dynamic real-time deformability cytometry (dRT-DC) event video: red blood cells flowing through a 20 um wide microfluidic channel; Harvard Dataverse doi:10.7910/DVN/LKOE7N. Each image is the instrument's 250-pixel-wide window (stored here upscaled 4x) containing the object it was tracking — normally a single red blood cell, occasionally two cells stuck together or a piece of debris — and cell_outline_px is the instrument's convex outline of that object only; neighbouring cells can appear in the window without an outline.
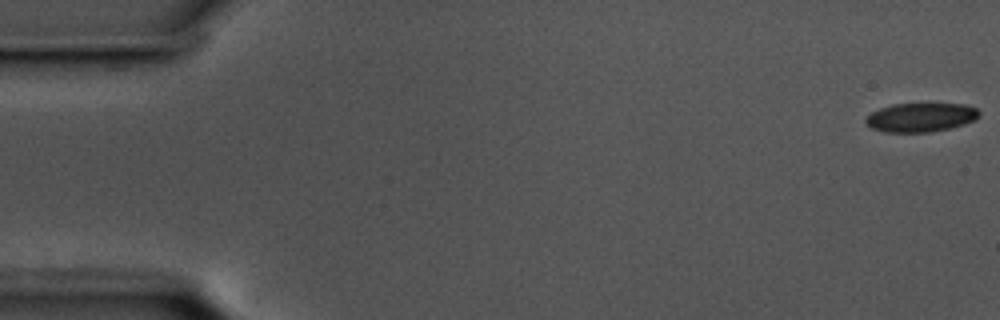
{"species": "common noctule bat (a hibernating species)", "species_latin": "Nyctalus noctula", "temperature_condition": "cold", "stored_images_in_passage": 56, "camera_frame_rate_fps": 3000, "um_per_image_px": 0.085, "animal": {"sex": "male", "body_mass_g": 17.5, "forearm_length_mm": 52.3}, "frame": {"image": 1, "passage_image": 1, "time_ms": 0.0, "image_size_px": [1000, 320], "cell_outline_px": [[980, 116], [976, 120], [964, 124], [948, 128], [928, 132], [884, 132], [872, 128], [864, 120], [872, 112], [880, 108], [892, 104], [964, 104], [976, 108], [980, 112]], "centroid_in_image_um": [78.28, 9.97], "position_along_channel_um": 6.7, "area_um2": 19.02}}
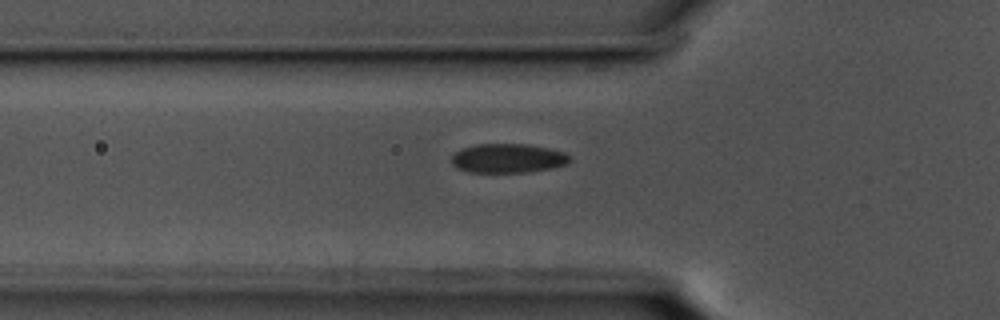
{"frame": {"image": 2, "passage_image": 19, "time_ms": 6.0, "image_size_px": [1000, 320], "cell_outline_px": [[572, 160], [568, 164], [552, 168], [528, 172], [468, 172], [456, 168], [452, 164], [452, 156], [460, 148], [476, 144], [528, 144], [548, 148], [564, 152]], "centroid_in_image_um": [43.17, 13.45], "position_along_channel_um": 82.6, "area_um2": 20.23}}
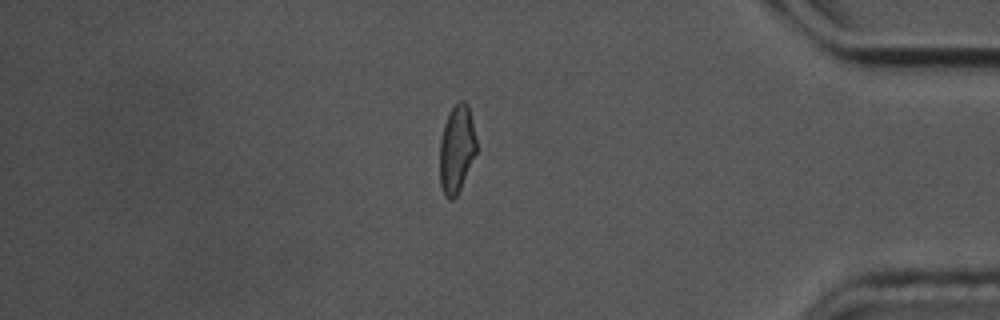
{"frame": {"image": 3, "passage_image": 48, "time_ms": 15.667, "image_size_px": [1000, 320], "cell_outline_px": [[476, 152], [460, 188], [456, 196], [452, 200], [448, 200], [444, 196], [440, 184], [440, 140], [444, 124], [452, 108], [460, 100], [464, 100], [468, 104], [472, 120], [476, 140]], "centroid_in_image_um": [38.8, 12.68], "position_along_channel_um": 396.4, "area_um2": 18.55}, "authors_computed_cell_mechanics": {"area_um2": 19.8832, "velocity_mm_per_s": 3.5866, "shape_relaxation_time_tau1_ms": 5.7652, "shape_relaxation_time_tau2_ms": 1.904, "deformation_change_tau1": 0.1189, "deformation_change_tau2": 0.0667}}